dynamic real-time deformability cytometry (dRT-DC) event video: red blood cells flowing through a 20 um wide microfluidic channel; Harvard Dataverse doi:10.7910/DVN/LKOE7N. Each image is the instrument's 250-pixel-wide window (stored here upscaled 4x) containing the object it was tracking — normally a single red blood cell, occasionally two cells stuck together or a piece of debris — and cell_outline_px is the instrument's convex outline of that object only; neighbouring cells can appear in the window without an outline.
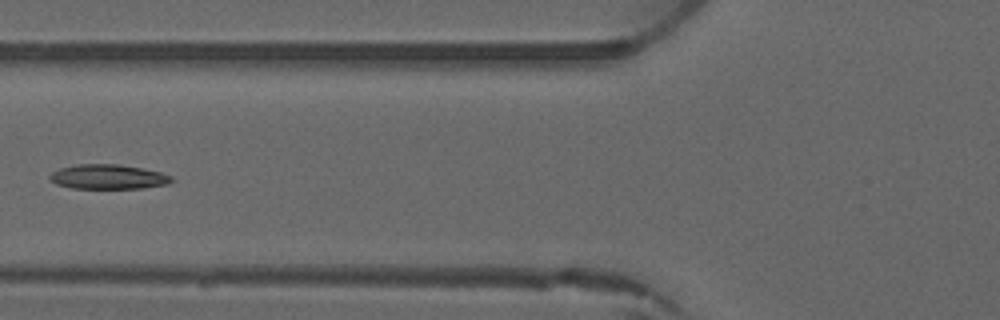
{"species": "common noctule bat (a hibernating species)", "species_latin": "Nyctalus noctula", "temperature_condition": "warm", "stored_images_in_passage": 2, "camera_frame_rate_fps": 3000, "um_per_image_px": 0.085, "animal": {"sex": "male", "forearm_length_mm": 52.5}, "frame": {"image": 1, "passage_image": 2, "time_ms": 1.0, "image_size_px": [1000, 320], "cell_outline_px": [[172, 180], [168, 184], [144, 188], [72, 188], [56, 184], [48, 180], [48, 176], [52, 172], [60, 168], [76, 164], [116, 164], [140, 168], [160, 172], [172, 176]], "centroid_in_image_um": [9.15, 15.03], "position_along_channel_um": 116.7, "area_um2": 17.46}}